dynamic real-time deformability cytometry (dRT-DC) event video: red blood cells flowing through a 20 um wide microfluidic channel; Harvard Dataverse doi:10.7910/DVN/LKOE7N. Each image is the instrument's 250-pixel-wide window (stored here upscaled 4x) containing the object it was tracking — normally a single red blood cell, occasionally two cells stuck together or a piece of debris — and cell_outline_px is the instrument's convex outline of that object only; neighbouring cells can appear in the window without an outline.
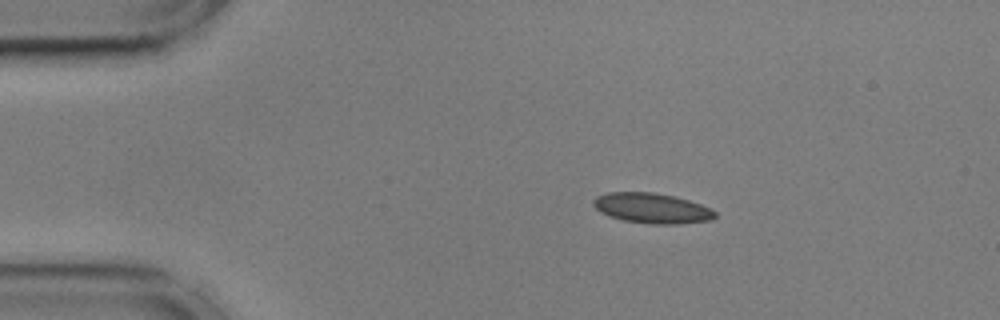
{"species": "common noctule bat (a hibernating species)", "species_latin": "Nyctalus noctula", "temperature_condition": "cold", "stored_images_in_passage": 47, "camera_frame_rate_fps": 3000, "um_per_image_px": 0.085, "animal": {"sex": "male", "body_mass_g": 17.9, "forearm_length_mm": 54.2}, "frame": {"image": 1, "passage_image": 1, "time_ms": 0.0, "image_size_px": [1000, 320], "cell_outline_px": [[716, 216], [712, 220], [676, 224], [652, 224], [624, 220], [608, 216], [600, 212], [592, 204], [592, 200], [596, 196], [608, 192], [652, 192], [676, 196], [712, 208], [716, 212]], "centroid_in_image_um": [55.41, 17.69], "position_along_channel_um": 29.6, "area_um2": 21.56}}
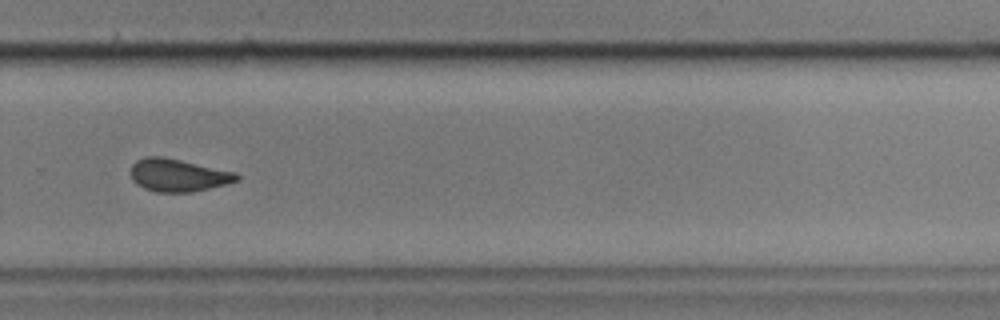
{"frame": {"image": 2, "passage_image": 29, "time_ms": 9.333, "image_size_px": [1000, 320], "cell_outline_px": [[240, 180], [228, 184], [192, 192], [156, 192], [144, 188], [136, 184], [132, 180], [132, 164], [136, 160], [148, 156], [164, 156], [236, 172], [240, 176]], "centroid_in_image_um": [15.17, 14.89], "position_along_channel_um": 314.6, "area_um2": 20.35}}
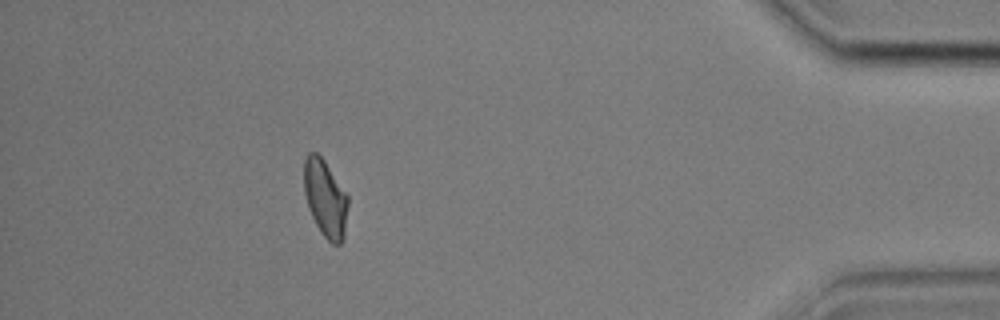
{"frame": {"image": 3, "passage_image": 41, "time_ms": 13.333, "image_size_px": [1000, 320], "cell_outline_px": [[348, 204], [344, 240], [340, 244], [332, 244], [324, 236], [316, 224], [308, 208], [304, 192], [304, 160], [308, 152], [316, 152], [324, 160], [348, 196]], "centroid_in_image_um": [27.65, 16.87], "position_along_channel_um": 407.6, "area_um2": 19.77}}